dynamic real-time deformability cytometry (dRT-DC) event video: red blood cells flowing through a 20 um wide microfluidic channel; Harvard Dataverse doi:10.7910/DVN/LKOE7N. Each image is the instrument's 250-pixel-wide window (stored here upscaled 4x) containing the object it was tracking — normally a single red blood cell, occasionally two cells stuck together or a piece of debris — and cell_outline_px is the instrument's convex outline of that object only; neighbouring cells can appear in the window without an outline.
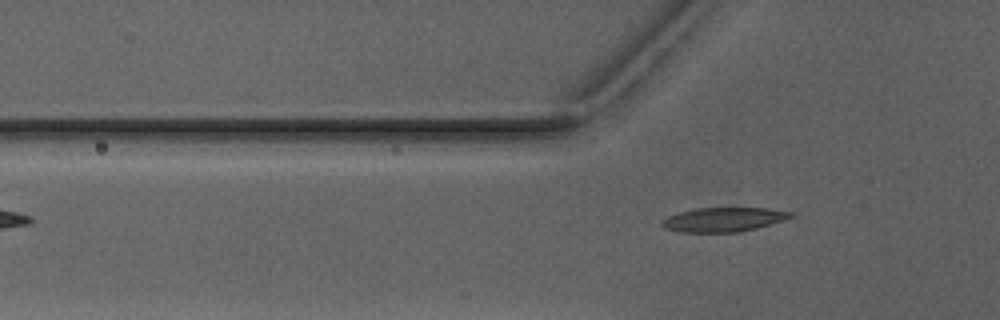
{"species": "Egyptian fruit bat (a non-hibernating species)", "species_latin": "Rousettus aegyptiacus", "temperature_condition": "warm", "stored_images_in_passage": 3, "camera_frame_rate_fps": 3000, "um_per_image_px": 0.085, "animal": {"sex": "male"}, "frame": {"image": 1, "passage_image": 3, "time_ms": 2.333, "image_size_px": [1000, 320], "cell_outline_px": [[796, 216], [784, 220], [756, 228], [736, 232], [680, 232], [664, 228], [660, 224], [668, 216], [680, 212], [696, 208], [768, 208], [792, 212]], "centroid_in_image_um": [61.52, 18.66], "position_along_channel_um": 64.3, "area_um2": 18.09}}